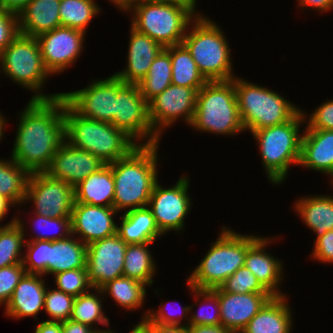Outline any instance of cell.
I'll use <instances>...</instances> for the list:
<instances>
[{
	"instance_id": "obj_26",
	"label": "cell",
	"mask_w": 333,
	"mask_h": 333,
	"mask_svg": "<svg viewBox=\"0 0 333 333\" xmlns=\"http://www.w3.org/2000/svg\"><path fill=\"white\" fill-rule=\"evenodd\" d=\"M61 0H30L18 13L19 33L37 38L61 26Z\"/></svg>"
},
{
	"instance_id": "obj_1",
	"label": "cell",
	"mask_w": 333,
	"mask_h": 333,
	"mask_svg": "<svg viewBox=\"0 0 333 333\" xmlns=\"http://www.w3.org/2000/svg\"><path fill=\"white\" fill-rule=\"evenodd\" d=\"M65 104L62 95L53 99H29L16 116L18 124L9 157L29 173L45 172L66 141Z\"/></svg>"
},
{
	"instance_id": "obj_47",
	"label": "cell",
	"mask_w": 333,
	"mask_h": 333,
	"mask_svg": "<svg viewBox=\"0 0 333 333\" xmlns=\"http://www.w3.org/2000/svg\"><path fill=\"white\" fill-rule=\"evenodd\" d=\"M26 273L22 263L0 268V307L9 302L15 287Z\"/></svg>"
},
{
	"instance_id": "obj_57",
	"label": "cell",
	"mask_w": 333,
	"mask_h": 333,
	"mask_svg": "<svg viewBox=\"0 0 333 333\" xmlns=\"http://www.w3.org/2000/svg\"><path fill=\"white\" fill-rule=\"evenodd\" d=\"M132 330L129 333H152L151 329L142 321L140 320L137 324H134ZM110 333H117L116 331L112 330Z\"/></svg>"
},
{
	"instance_id": "obj_55",
	"label": "cell",
	"mask_w": 333,
	"mask_h": 333,
	"mask_svg": "<svg viewBox=\"0 0 333 333\" xmlns=\"http://www.w3.org/2000/svg\"><path fill=\"white\" fill-rule=\"evenodd\" d=\"M30 0H0V8L18 15Z\"/></svg>"
},
{
	"instance_id": "obj_2",
	"label": "cell",
	"mask_w": 333,
	"mask_h": 333,
	"mask_svg": "<svg viewBox=\"0 0 333 333\" xmlns=\"http://www.w3.org/2000/svg\"><path fill=\"white\" fill-rule=\"evenodd\" d=\"M159 144L138 145L127 156L110 163L114 179L113 207L119 213L148 206L159 180Z\"/></svg>"
},
{
	"instance_id": "obj_23",
	"label": "cell",
	"mask_w": 333,
	"mask_h": 333,
	"mask_svg": "<svg viewBox=\"0 0 333 333\" xmlns=\"http://www.w3.org/2000/svg\"><path fill=\"white\" fill-rule=\"evenodd\" d=\"M46 284L43 275L25 273L4 307V315L16 320L26 317L37 320L39 313L44 311Z\"/></svg>"
},
{
	"instance_id": "obj_36",
	"label": "cell",
	"mask_w": 333,
	"mask_h": 333,
	"mask_svg": "<svg viewBox=\"0 0 333 333\" xmlns=\"http://www.w3.org/2000/svg\"><path fill=\"white\" fill-rule=\"evenodd\" d=\"M29 176L30 173L11 157L0 158V195L8 199L17 210L24 205Z\"/></svg>"
},
{
	"instance_id": "obj_5",
	"label": "cell",
	"mask_w": 333,
	"mask_h": 333,
	"mask_svg": "<svg viewBox=\"0 0 333 333\" xmlns=\"http://www.w3.org/2000/svg\"><path fill=\"white\" fill-rule=\"evenodd\" d=\"M304 124L300 110L290 121L250 132L257 141L266 178L273 186L285 183L290 167L299 165Z\"/></svg>"
},
{
	"instance_id": "obj_15",
	"label": "cell",
	"mask_w": 333,
	"mask_h": 333,
	"mask_svg": "<svg viewBox=\"0 0 333 333\" xmlns=\"http://www.w3.org/2000/svg\"><path fill=\"white\" fill-rule=\"evenodd\" d=\"M117 76L92 79L86 87L63 92L66 103L80 116L87 119L111 123L115 116Z\"/></svg>"
},
{
	"instance_id": "obj_27",
	"label": "cell",
	"mask_w": 333,
	"mask_h": 333,
	"mask_svg": "<svg viewBox=\"0 0 333 333\" xmlns=\"http://www.w3.org/2000/svg\"><path fill=\"white\" fill-rule=\"evenodd\" d=\"M293 204V210L301 221L315 233L314 242L326 231L333 230V195H303Z\"/></svg>"
},
{
	"instance_id": "obj_8",
	"label": "cell",
	"mask_w": 333,
	"mask_h": 333,
	"mask_svg": "<svg viewBox=\"0 0 333 333\" xmlns=\"http://www.w3.org/2000/svg\"><path fill=\"white\" fill-rule=\"evenodd\" d=\"M190 127L216 136H237L245 129L239 114L234 78L208 81L196 96L195 115Z\"/></svg>"
},
{
	"instance_id": "obj_41",
	"label": "cell",
	"mask_w": 333,
	"mask_h": 333,
	"mask_svg": "<svg viewBox=\"0 0 333 333\" xmlns=\"http://www.w3.org/2000/svg\"><path fill=\"white\" fill-rule=\"evenodd\" d=\"M171 302V303H170ZM164 302L162 301L159 304L158 309H151L149 308L148 310L143 311L144 313L141 315V319L143 322H154V323H160V324H165V325H178L182 327H187L189 326V313H190V306L185 305L181 306L182 304L179 303L177 306L180 311L176 310L177 307L174 310V306L172 305V301H167L163 304ZM176 303V304H177ZM173 308H172V306ZM177 311L179 314H177ZM184 320V321H182ZM186 320V321H185Z\"/></svg>"
},
{
	"instance_id": "obj_49",
	"label": "cell",
	"mask_w": 333,
	"mask_h": 333,
	"mask_svg": "<svg viewBox=\"0 0 333 333\" xmlns=\"http://www.w3.org/2000/svg\"><path fill=\"white\" fill-rule=\"evenodd\" d=\"M310 259L318 263L333 264V230L326 231L325 234L313 242Z\"/></svg>"
},
{
	"instance_id": "obj_30",
	"label": "cell",
	"mask_w": 333,
	"mask_h": 333,
	"mask_svg": "<svg viewBox=\"0 0 333 333\" xmlns=\"http://www.w3.org/2000/svg\"><path fill=\"white\" fill-rule=\"evenodd\" d=\"M87 245L76 236L48 241V275L73 269H87Z\"/></svg>"
},
{
	"instance_id": "obj_38",
	"label": "cell",
	"mask_w": 333,
	"mask_h": 333,
	"mask_svg": "<svg viewBox=\"0 0 333 333\" xmlns=\"http://www.w3.org/2000/svg\"><path fill=\"white\" fill-rule=\"evenodd\" d=\"M186 284L191 295L193 293V300H195L194 304L189 305V325H220V304L219 297L216 295V288L199 289L194 288L189 283ZM195 307H199L196 312L193 311Z\"/></svg>"
},
{
	"instance_id": "obj_9",
	"label": "cell",
	"mask_w": 333,
	"mask_h": 333,
	"mask_svg": "<svg viewBox=\"0 0 333 333\" xmlns=\"http://www.w3.org/2000/svg\"><path fill=\"white\" fill-rule=\"evenodd\" d=\"M239 114L245 132L290 121L301 108L273 89L234 77Z\"/></svg>"
},
{
	"instance_id": "obj_22",
	"label": "cell",
	"mask_w": 333,
	"mask_h": 333,
	"mask_svg": "<svg viewBox=\"0 0 333 333\" xmlns=\"http://www.w3.org/2000/svg\"><path fill=\"white\" fill-rule=\"evenodd\" d=\"M129 30L126 66L122 70L116 71L114 75L124 83L139 84L164 47L148 35L134 29L131 25Z\"/></svg>"
},
{
	"instance_id": "obj_51",
	"label": "cell",
	"mask_w": 333,
	"mask_h": 333,
	"mask_svg": "<svg viewBox=\"0 0 333 333\" xmlns=\"http://www.w3.org/2000/svg\"><path fill=\"white\" fill-rule=\"evenodd\" d=\"M62 333H98L89 325L71 319L62 322Z\"/></svg>"
},
{
	"instance_id": "obj_48",
	"label": "cell",
	"mask_w": 333,
	"mask_h": 333,
	"mask_svg": "<svg viewBox=\"0 0 333 333\" xmlns=\"http://www.w3.org/2000/svg\"><path fill=\"white\" fill-rule=\"evenodd\" d=\"M19 34L18 16L0 8V53Z\"/></svg>"
},
{
	"instance_id": "obj_32",
	"label": "cell",
	"mask_w": 333,
	"mask_h": 333,
	"mask_svg": "<svg viewBox=\"0 0 333 333\" xmlns=\"http://www.w3.org/2000/svg\"><path fill=\"white\" fill-rule=\"evenodd\" d=\"M148 286L136 279L121 276L114 280L108 281L100 289L104 297H109L114 303H117L126 312H135L138 309H143L147 296ZM142 307V308H141Z\"/></svg>"
},
{
	"instance_id": "obj_6",
	"label": "cell",
	"mask_w": 333,
	"mask_h": 333,
	"mask_svg": "<svg viewBox=\"0 0 333 333\" xmlns=\"http://www.w3.org/2000/svg\"><path fill=\"white\" fill-rule=\"evenodd\" d=\"M66 142L88 151L106 164L127 156L138 144L114 125L78 115L67 103L64 105Z\"/></svg>"
},
{
	"instance_id": "obj_42",
	"label": "cell",
	"mask_w": 333,
	"mask_h": 333,
	"mask_svg": "<svg viewBox=\"0 0 333 333\" xmlns=\"http://www.w3.org/2000/svg\"><path fill=\"white\" fill-rule=\"evenodd\" d=\"M48 288H46L44 299V312L49 316L47 321L69 320L75 297L56 288L51 289L50 286Z\"/></svg>"
},
{
	"instance_id": "obj_43",
	"label": "cell",
	"mask_w": 333,
	"mask_h": 333,
	"mask_svg": "<svg viewBox=\"0 0 333 333\" xmlns=\"http://www.w3.org/2000/svg\"><path fill=\"white\" fill-rule=\"evenodd\" d=\"M22 264L26 273L48 275V241H25Z\"/></svg>"
},
{
	"instance_id": "obj_39",
	"label": "cell",
	"mask_w": 333,
	"mask_h": 333,
	"mask_svg": "<svg viewBox=\"0 0 333 333\" xmlns=\"http://www.w3.org/2000/svg\"><path fill=\"white\" fill-rule=\"evenodd\" d=\"M97 3L96 0H61V26L78 29L87 34L90 22L103 11Z\"/></svg>"
},
{
	"instance_id": "obj_45",
	"label": "cell",
	"mask_w": 333,
	"mask_h": 333,
	"mask_svg": "<svg viewBox=\"0 0 333 333\" xmlns=\"http://www.w3.org/2000/svg\"><path fill=\"white\" fill-rule=\"evenodd\" d=\"M220 288L230 293H270L246 266H242L229 276Z\"/></svg>"
},
{
	"instance_id": "obj_35",
	"label": "cell",
	"mask_w": 333,
	"mask_h": 333,
	"mask_svg": "<svg viewBox=\"0 0 333 333\" xmlns=\"http://www.w3.org/2000/svg\"><path fill=\"white\" fill-rule=\"evenodd\" d=\"M21 213L28 211L24 212L23 207L16 212V222L0 226V268L22 263L28 222L20 217Z\"/></svg>"
},
{
	"instance_id": "obj_19",
	"label": "cell",
	"mask_w": 333,
	"mask_h": 333,
	"mask_svg": "<svg viewBox=\"0 0 333 333\" xmlns=\"http://www.w3.org/2000/svg\"><path fill=\"white\" fill-rule=\"evenodd\" d=\"M278 237L260 236L247 250L245 265L259 282L273 295L284 296L281 284L285 280L284 262L267 251Z\"/></svg>"
},
{
	"instance_id": "obj_11",
	"label": "cell",
	"mask_w": 333,
	"mask_h": 333,
	"mask_svg": "<svg viewBox=\"0 0 333 333\" xmlns=\"http://www.w3.org/2000/svg\"><path fill=\"white\" fill-rule=\"evenodd\" d=\"M113 125L124 131L138 145L160 143L162 139L149 120V106L137 84L124 83L117 77Z\"/></svg>"
},
{
	"instance_id": "obj_44",
	"label": "cell",
	"mask_w": 333,
	"mask_h": 333,
	"mask_svg": "<svg viewBox=\"0 0 333 333\" xmlns=\"http://www.w3.org/2000/svg\"><path fill=\"white\" fill-rule=\"evenodd\" d=\"M53 276L55 288L74 297L87 293L93 288L88 279L87 269L63 271Z\"/></svg>"
},
{
	"instance_id": "obj_29",
	"label": "cell",
	"mask_w": 333,
	"mask_h": 333,
	"mask_svg": "<svg viewBox=\"0 0 333 333\" xmlns=\"http://www.w3.org/2000/svg\"><path fill=\"white\" fill-rule=\"evenodd\" d=\"M112 166L105 164L74 187V203L113 207Z\"/></svg>"
},
{
	"instance_id": "obj_54",
	"label": "cell",
	"mask_w": 333,
	"mask_h": 333,
	"mask_svg": "<svg viewBox=\"0 0 333 333\" xmlns=\"http://www.w3.org/2000/svg\"><path fill=\"white\" fill-rule=\"evenodd\" d=\"M34 333H62V322L41 321L35 326Z\"/></svg>"
},
{
	"instance_id": "obj_20",
	"label": "cell",
	"mask_w": 333,
	"mask_h": 333,
	"mask_svg": "<svg viewBox=\"0 0 333 333\" xmlns=\"http://www.w3.org/2000/svg\"><path fill=\"white\" fill-rule=\"evenodd\" d=\"M105 164L99 157L73 147L65 141L56 151L45 173L75 187Z\"/></svg>"
},
{
	"instance_id": "obj_14",
	"label": "cell",
	"mask_w": 333,
	"mask_h": 333,
	"mask_svg": "<svg viewBox=\"0 0 333 333\" xmlns=\"http://www.w3.org/2000/svg\"><path fill=\"white\" fill-rule=\"evenodd\" d=\"M197 91L194 88L169 85L149 103V120L153 130L163 138L167 128L182 119L190 126L195 115Z\"/></svg>"
},
{
	"instance_id": "obj_21",
	"label": "cell",
	"mask_w": 333,
	"mask_h": 333,
	"mask_svg": "<svg viewBox=\"0 0 333 333\" xmlns=\"http://www.w3.org/2000/svg\"><path fill=\"white\" fill-rule=\"evenodd\" d=\"M221 324L233 333H241L249 321L273 297L271 293H230L216 288Z\"/></svg>"
},
{
	"instance_id": "obj_34",
	"label": "cell",
	"mask_w": 333,
	"mask_h": 333,
	"mask_svg": "<svg viewBox=\"0 0 333 333\" xmlns=\"http://www.w3.org/2000/svg\"><path fill=\"white\" fill-rule=\"evenodd\" d=\"M164 49L171 57L172 84L194 88L198 92L208 82L183 44L168 46Z\"/></svg>"
},
{
	"instance_id": "obj_24",
	"label": "cell",
	"mask_w": 333,
	"mask_h": 333,
	"mask_svg": "<svg viewBox=\"0 0 333 333\" xmlns=\"http://www.w3.org/2000/svg\"><path fill=\"white\" fill-rule=\"evenodd\" d=\"M300 166L333 179V130L304 129Z\"/></svg>"
},
{
	"instance_id": "obj_33",
	"label": "cell",
	"mask_w": 333,
	"mask_h": 333,
	"mask_svg": "<svg viewBox=\"0 0 333 333\" xmlns=\"http://www.w3.org/2000/svg\"><path fill=\"white\" fill-rule=\"evenodd\" d=\"M155 242L128 244L124 257L123 276L136 279L148 287L153 285L157 271L150 245Z\"/></svg>"
},
{
	"instance_id": "obj_61",
	"label": "cell",
	"mask_w": 333,
	"mask_h": 333,
	"mask_svg": "<svg viewBox=\"0 0 333 333\" xmlns=\"http://www.w3.org/2000/svg\"><path fill=\"white\" fill-rule=\"evenodd\" d=\"M330 183H331V184H329V185H332V187H333V179L330 181ZM332 189H333V188H332Z\"/></svg>"
},
{
	"instance_id": "obj_13",
	"label": "cell",
	"mask_w": 333,
	"mask_h": 333,
	"mask_svg": "<svg viewBox=\"0 0 333 333\" xmlns=\"http://www.w3.org/2000/svg\"><path fill=\"white\" fill-rule=\"evenodd\" d=\"M34 207V213L50 218L71 217L74 187L50 177L45 172L30 173L24 205ZM26 203V204H25Z\"/></svg>"
},
{
	"instance_id": "obj_59",
	"label": "cell",
	"mask_w": 333,
	"mask_h": 333,
	"mask_svg": "<svg viewBox=\"0 0 333 333\" xmlns=\"http://www.w3.org/2000/svg\"><path fill=\"white\" fill-rule=\"evenodd\" d=\"M146 2L174 3V4H198L197 0H140Z\"/></svg>"
},
{
	"instance_id": "obj_46",
	"label": "cell",
	"mask_w": 333,
	"mask_h": 333,
	"mask_svg": "<svg viewBox=\"0 0 333 333\" xmlns=\"http://www.w3.org/2000/svg\"><path fill=\"white\" fill-rule=\"evenodd\" d=\"M304 117V129L333 130V99H326L311 114L301 108ZM308 117V118H307Z\"/></svg>"
},
{
	"instance_id": "obj_25",
	"label": "cell",
	"mask_w": 333,
	"mask_h": 333,
	"mask_svg": "<svg viewBox=\"0 0 333 333\" xmlns=\"http://www.w3.org/2000/svg\"><path fill=\"white\" fill-rule=\"evenodd\" d=\"M288 299V295L270 298L241 333H292L294 312Z\"/></svg>"
},
{
	"instance_id": "obj_40",
	"label": "cell",
	"mask_w": 333,
	"mask_h": 333,
	"mask_svg": "<svg viewBox=\"0 0 333 333\" xmlns=\"http://www.w3.org/2000/svg\"><path fill=\"white\" fill-rule=\"evenodd\" d=\"M32 215L31 230H29L30 232L32 231L31 237L28 240L25 239V241H56L66 239L72 235L71 217L50 218L34 212Z\"/></svg>"
},
{
	"instance_id": "obj_56",
	"label": "cell",
	"mask_w": 333,
	"mask_h": 333,
	"mask_svg": "<svg viewBox=\"0 0 333 333\" xmlns=\"http://www.w3.org/2000/svg\"><path fill=\"white\" fill-rule=\"evenodd\" d=\"M12 207L15 208V206L8 199L0 195V226L9 225L16 222V216H13L8 223L2 224L3 220L6 219L5 217L10 212V208Z\"/></svg>"
},
{
	"instance_id": "obj_16",
	"label": "cell",
	"mask_w": 333,
	"mask_h": 333,
	"mask_svg": "<svg viewBox=\"0 0 333 333\" xmlns=\"http://www.w3.org/2000/svg\"><path fill=\"white\" fill-rule=\"evenodd\" d=\"M86 33L60 26L37 37L43 62L49 73L60 75L71 68L84 51Z\"/></svg>"
},
{
	"instance_id": "obj_12",
	"label": "cell",
	"mask_w": 333,
	"mask_h": 333,
	"mask_svg": "<svg viewBox=\"0 0 333 333\" xmlns=\"http://www.w3.org/2000/svg\"><path fill=\"white\" fill-rule=\"evenodd\" d=\"M185 174H181L177 182L169 187H163L158 180L150 196L147 207L164 236L171 231L183 233L186 227V217L191 212L193 202L188 191L191 189L190 178Z\"/></svg>"
},
{
	"instance_id": "obj_58",
	"label": "cell",
	"mask_w": 333,
	"mask_h": 333,
	"mask_svg": "<svg viewBox=\"0 0 333 333\" xmlns=\"http://www.w3.org/2000/svg\"><path fill=\"white\" fill-rule=\"evenodd\" d=\"M109 3L111 2V5H114L115 8L119 9L122 13L135 1L137 0H106Z\"/></svg>"
},
{
	"instance_id": "obj_50",
	"label": "cell",
	"mask_w": 333,
	"mask_h": 333,
	"mask_svg": "<svg viewBox=\"0 0 333 333\" xmlns=\"http://www.w3.org/2000/svg\"><path fill=\"white\" fill-rule=\"evenodd\" d=\"M297 1V8L300 10H313L316 13H327L331 9L333 10V0H296ZM308 7V8H307ZM302 8V9H301Z\"/></svg>"
},
{
	"instance_id": "obj_3",
	"label": "cell",
	"mask_w": 333,
	"mask_h": 333,
	"mask_svg": "<svg viewBox=\"0 0 333 333\" xmlns=\"http://www.w3.org/2000/svg\"><path fill=\"white\" fill-rule=\"evenodd\" d=\"M182 44L207 81H227L237 76L229 41L214 19L199 13L189 24Z\"/></svg>"
},
{
	"instance_id": "obj_53",
	"label": "cell",
	"mask_w": 333,
	"mask_h": 333,
	"mask_svg": "<svg viewBox=\"0 0 333 333\" xmlns=\"http://www.w3.org/2000/svg\"><path fill=\"white\" fill-rule=\"evenodd\" d=\"M152 333H186V327L178 325H165L154 322H144Z\"/></svg>"
},
{
	"instance_id": "obj_37",
	"label": "cell",
	"mask_w": 333,
	"mask_h": 333,
	"mask_svg": "<svg viewBox=\"0 0 333 333\" xmlns=\"http://www.w3.org/2000/svg\"><path fill=\"white\" fill-rule=\"evenodd\" d=\"M171 71L170 54L163 49L152 62L145 78L137 84L141 95L148 103L172 84Z\"/></svg>"
},
{
	"instance_id": "obj_18",
	"label": "cell",
	"mask_w": 333,
	"mask_h": 333,
	"mask_svg": "<svg viewBox=\"0 0 333 333\" xmlns=\"http://www.w3.org/2000/svg\"><path fill=\"white\" fill-rule=\"evenodd\" d=\"M114 207L74 203L71 212V234L86 245L117 233Z\"/></svg>"
},
{
	"instance_id": "obj_7",
	"label": "cell",
	"mask_w": 333,
	"mask_h": 333,
	"mask_svg": "<svg viewBox=\"0 0 333 333\" xmlns=\"http://www.w3.org/2000/svg\"><path fill=\"white\" fill-rule=\"evenodd\" d=\"M197 4L158 3L137 0L123 13L130 25L164 48L182 44L191 21L201 12Z\"/></svg>"
},
{
	"instance_id": "obj_10",
	"label": "cell",
	"mask_w": 333,
	"mask_h": 333,
	"mask_svg": "<svg viewBox=\"0 0 333 333\" xmlns=\"http://www.w3.org/2000/svg\"><path fill=\"white\" fill-rule=\"evenodd\" d=\"M0 73L13 83L33 92L31 99H53L62 95L44 93L52 77L44 65L37 38L19 33L0 53Z\"/></svg>"
},
{
	"instance_id": "obj_28",
	"label": "cell",
	"mask_w": 333,
	"mask_h": 333,
	"mask_svg": "<svg viewBox=\"0 0 333 333\" xmlns=\"http://www.w3.org/2000/svg\"><path fill=\"white\" fill-rule=\"evenodd\" d=\"M119 217L117 234L126 244L155 242L164 237L148 207L125 211Z\"/></svg>"
},
{
	"instance_id": "obj_17",
	"label": "cell",
	"mask_w": 333,
	"mask_h": 333,
	"mask_svg": "<svg viewBox=\"0 0 333 333\" xmlns=\"http://www.w3.org/2000/svg\"><path fill=\"white\" fill-rule=\"evenodd\" d=\"M127 245L117 233L87 245L86 267L93 288L123 276Z\"/></svg>"
},
{
	"instance_id": "obj_31",
	"label": "cell",
	"mask_w": 333,
	"mask_h": 333,
	"mask_svg": "<svg viewBox=\"0 0 333 333\" xmlns=\"http://www.w3.org/2000/svg\"><path fill=\"white\" fill-rule=\"evenodd\" d=\"M104 301L102 290L92 288L87 293L75 297L70 319L89 325L98 333H110L112 331L110 318L103 309ZM99 325H102V328H107H99Z\"/></svg>"
},
{
	"instance_id": "obj_4",
	"label": "cell",
	"mask_w": 333,
	"mask_h": 333,
	"mask_svg": "<svg viewBox=\"0 0 333 333\" xmlns=\"http://www.w3.org/2000/svg\"><path fill=\"white\" fill-rule=\"evenodd\" d=\"M219 232L202 260L186 278V282L194 288L220 287L229 276L245 265L248 248L260 237L254 233L241 234L223 225Z\"/></svg>"
},
{
	"instance_id": "obj_52",
	"label": "cell",
	"mask_w": 333,
	"mask_h": 333,
	"mask_svg": "<svg viewBox=\"0 0 333 333\" xmlns=\"http://www.w3.org/2000/svg\"><path fill=\"white\" fill-rule=\"evenodd\" d=\"M186 333H233L231 330L220 325H189Z\"/></svg>"
},
{
	"instance_id": "obj_60",
	"label": "cell",
	"mask_w": 333,
	"mask_h": 333,
	"mask_svg": "<svg viewBox=\"0 0 333 333\" xmlns=\"http://www.w3.org/2000/svg\"><path fill=\"white\" fill-rule=\"evenodd\" d=\"M7 119L8 118L4 116V113L0 111V142L5 138L6 126L9 123Z\"/></svg>"
}]
</instances>
